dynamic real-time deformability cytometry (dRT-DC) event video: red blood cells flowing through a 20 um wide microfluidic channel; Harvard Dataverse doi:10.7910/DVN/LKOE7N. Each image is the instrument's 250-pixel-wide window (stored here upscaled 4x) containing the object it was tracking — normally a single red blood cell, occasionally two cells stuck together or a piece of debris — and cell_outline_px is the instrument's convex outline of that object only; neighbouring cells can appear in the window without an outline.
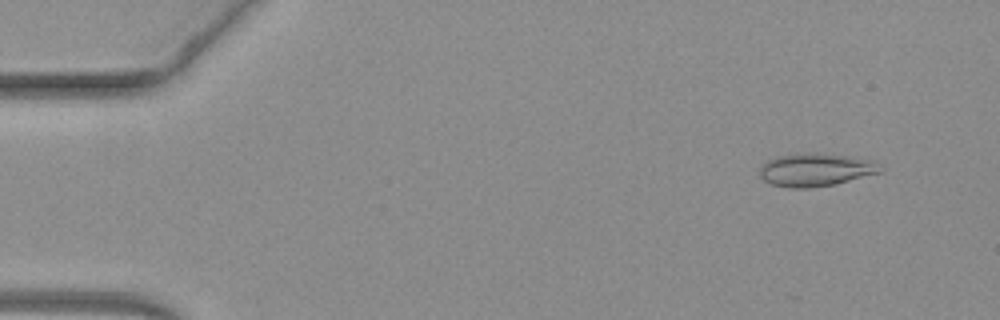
{"species": "common noctule bat (a hibernating species)", "species_latin": "Nyctalus noctula", "temperature_condition": "warm", "stored_images_in_passage": 47, "camera_frame_rate_fps": 3000, "um_per_image_px": 0.085, "animal": {"sex": "female", "body_mass_g": 19.3, "forearm_length_mm": 54.1}, "frame": {"image": 1, "passage_image": 1, "time_ms": 0.0, "image_size_px": [1000, 320], "cell_outline_px": [[884, 168], [880, 172], [836, 184], [812, 188], [788, 188], [772, 184], [764, 180], [760, 176], [760, 168], [768, 160], [776, 156], [844, 156], [872, 160]], "centroid_in_image_um": [69.34, 14.5], "position_along_channel_um": 15.7, "area_um2": 22.08}}
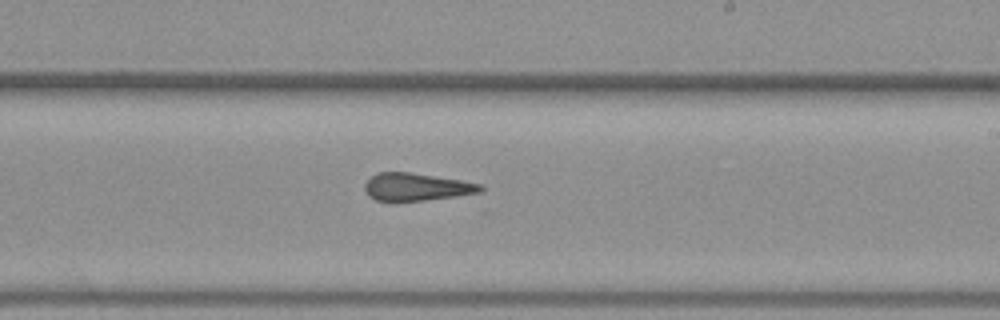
{"frame": {"image": 2, "passage_image": 27, "time_ms": 8.667, "image_size_px": [1000, 320], "cell_outline_px": [[484, 188], [480, 192], [456, 196], [396, 204], [376, 200], [368, 196], [364, 188], [364, 184], [372, 176], [380, 172], [408, 172], [460, 180], [484, 184]], "centroid_in_image_um": [35.36, 15.93], "position_along_channel_um": 253.6, "area_um2": 19.07}}
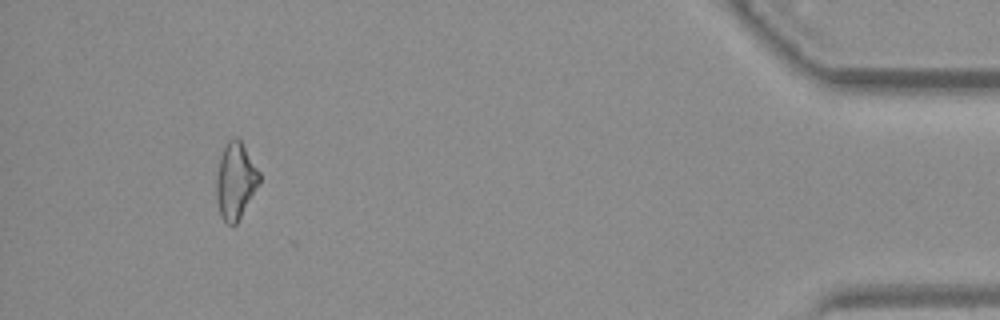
{"frame": {"image": 3, "passage_image": 44, "time_ms": 14.333, "image_size_px": [1000, 320], "cell_outline_px": [[260, 184], [236, 224], [228, 224], [220, 216], [216, 200], [216, 176], [220, 156], [228, 140], [232, 136], [236, 136], [240, 140], [260, 172]], "centroid_in_image_um": [20.01, 15.37], "position_along_channel_um": 415.2, "area_um2": 19.25}, "authors_computed_cell_mechanics": {"area_um2": 19.941, "velocity_mm_per_s": 4.0597, "shape_relaxation_time_tau1_ms": null, "shape_relaxation_time_tau2_ms": 1.5784, "deformation_change_tau1": null, "deformation_change_tau2": 0.0801}}